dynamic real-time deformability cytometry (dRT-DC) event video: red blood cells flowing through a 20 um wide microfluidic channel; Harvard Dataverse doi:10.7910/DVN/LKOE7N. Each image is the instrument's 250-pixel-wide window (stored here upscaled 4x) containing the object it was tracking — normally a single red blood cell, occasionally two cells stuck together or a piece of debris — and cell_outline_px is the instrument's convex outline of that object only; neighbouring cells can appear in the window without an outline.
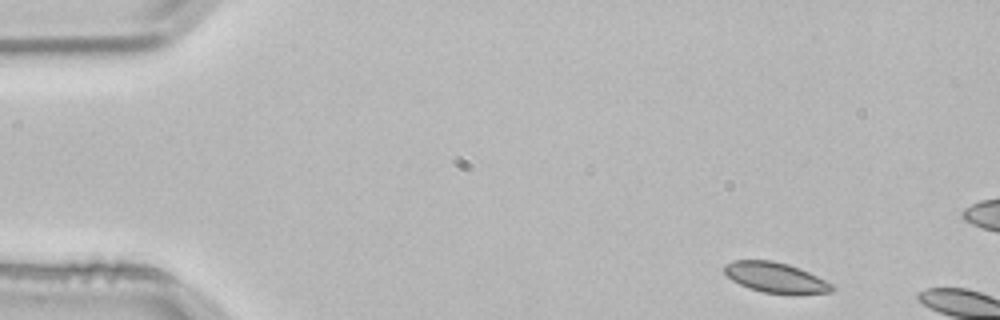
{"species": "common noctule bat (a hibernating species)", "species_latin": "Nyctalus noctula", "temperature_condition": "room temperature", "stored_images_in_passage": 2, "camera_frame_rate_fps": 3000, "um_per_image_px": 0.085, "animal": {"sex": "male", "body_mass_g": 21.5, "forearm_length_mm": 52.0}, "frame": {"image": 1, "passage_image": 1, "time_ms": 0.0, "image_size_px": [1000, 320], "cell_outline_px": [[836, 288], [832, 292], [764, 292], [748, 288], [732, 280], [724, 272], [724, 264], [732, 260], [772, 260], [788, 264], [800, 268], [832, 284]], "centroid_in_image_um": [65.86, 23.55], "position_along_channel_um": 19.1, "area_um2": 18.44}}